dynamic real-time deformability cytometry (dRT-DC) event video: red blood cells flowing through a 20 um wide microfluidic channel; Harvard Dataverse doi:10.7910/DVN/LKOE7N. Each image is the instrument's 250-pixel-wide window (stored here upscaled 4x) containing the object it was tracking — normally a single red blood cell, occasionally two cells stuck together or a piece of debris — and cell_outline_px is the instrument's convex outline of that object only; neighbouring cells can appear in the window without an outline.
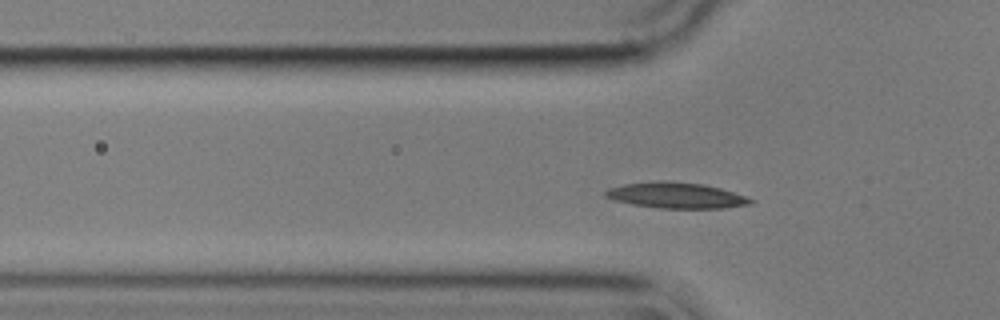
{"species": "common noctule bat (a hibernating species)", "species_latin": "Nyctalus noctula", "temperature_condition": "cold", "stored_images_in_passage": 57, "camera_frame_rate_fps": 3000, "um_per_image_px": 0.085, "animal": {"sex": "male", "body_mass_g": 17.9}, "frame": {"image": 1, "passage_image": 17, "time_ms": 5.333, "image_size_px": [1000, 320], "cell_outline_px": [[756, 200], [752, 204], [724, 208], [660, 208], [632, 204], [616, 200], [604, 196], [604, 192], [608, 188], [624, 184], [656, 180], [664, 180], [704, 184], [720, 188], [748, 196]], "centroid_in_image_um": [57.52, 16.6], "position_along_channel_um": 68.3, "area_um2": 22.02}}
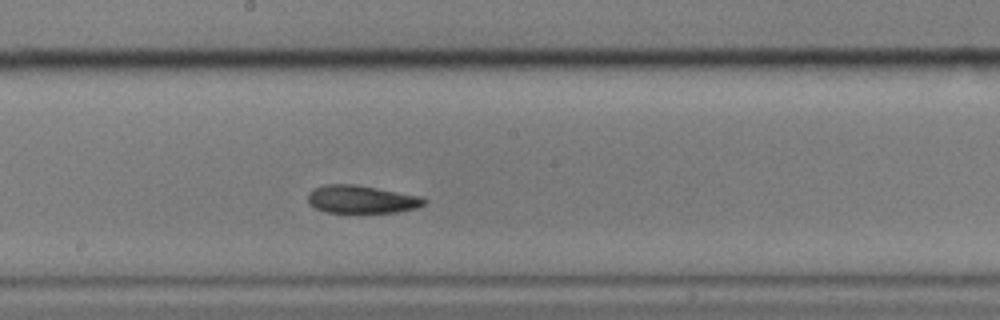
{"frame": {"image": 2, "passage_image": 30, "time_ms": 9.667, "image_size_px": [1000, 320], "cell_outline_px": [[428, 200], [424, 204], [416, 208], [396, 212], [324, 212], [308, 204], [308, 192], [312, 188], [324, 184], [356, 184], [420, 196]], "centroid_in_image_um": [30.68, 16.93], "position_along_channel_um": 217.5, "area_um2": 18.96}}
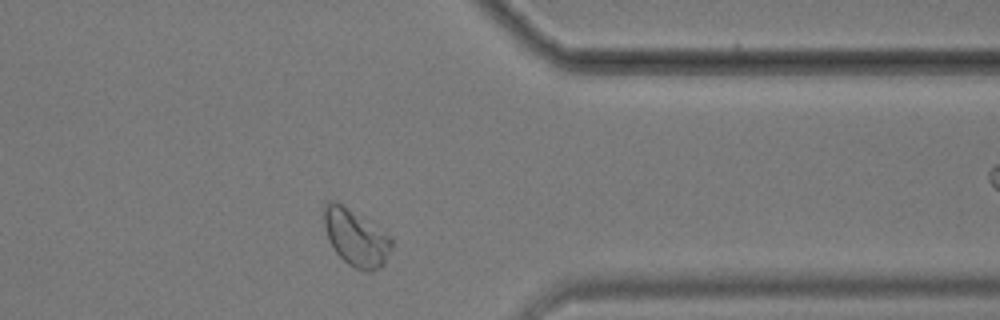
{"frame": {"image": 3, "passage_image": 45, "time_ms": 14.667, "image_size_px": [1000, 320], "cell_outline_px": [[392, 244], [384, 264], [380, 268], [356, 268], [348, 264], [336, 252], [328, 240], [324, 228], [324, 204], [328, 200], [336, 200], [392, 236]], "centroid_in_image_um": [30.22, 20.14], "position_along_channel_um": 381.2, "area_um2": 21.96}, "authors_computed_cell_mechanics": {"area_um2": 19.652, "velocity_mm_per_s": 3.4602, "shape_relaxation_time_tau1_ms": 5.029, "shape_relaxation_time_tau2_ms": 3.2799, "deformation_change_tau1": 0.1107, "deformation_change_tau2": 0.0917}}